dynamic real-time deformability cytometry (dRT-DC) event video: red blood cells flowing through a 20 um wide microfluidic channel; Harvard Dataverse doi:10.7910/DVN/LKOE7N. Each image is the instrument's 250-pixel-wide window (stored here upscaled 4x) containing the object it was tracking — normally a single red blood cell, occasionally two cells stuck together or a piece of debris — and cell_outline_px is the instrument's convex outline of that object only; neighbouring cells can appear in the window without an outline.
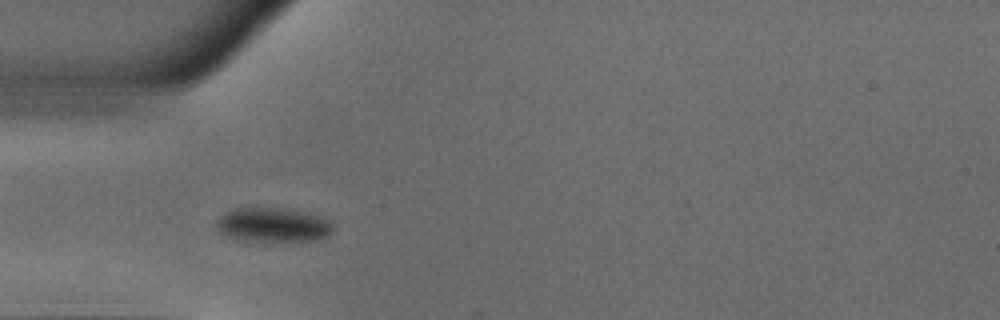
{"species": "common noctule bat (a hibernating species)", "species_latin": "Nyctalus noctula", "temperature_condition": "warm", "stored_images_in_passage": 39, "camera_frame_rate_fps": 3000, "um_per_image_px": 0.085, "animal": {"sex": "male", "body_mass_g": 18.8}, "frame": {"image": 1, "passage_image": 4, "time_ms": 1.0, "image_size_px": [1000, 320], "cell_outline_px": [[332, 232], [328, 236], [320, 240], [236, 240], [224, 236], [216, 228], [216, 220], [224, 212], [236, 208], [276, 208], [308, 212], [332, 220]], "centroid_in_image_um": [23.19, 19.11], "position_along_channel_um": 61.8, "area_um2": 23.41}}
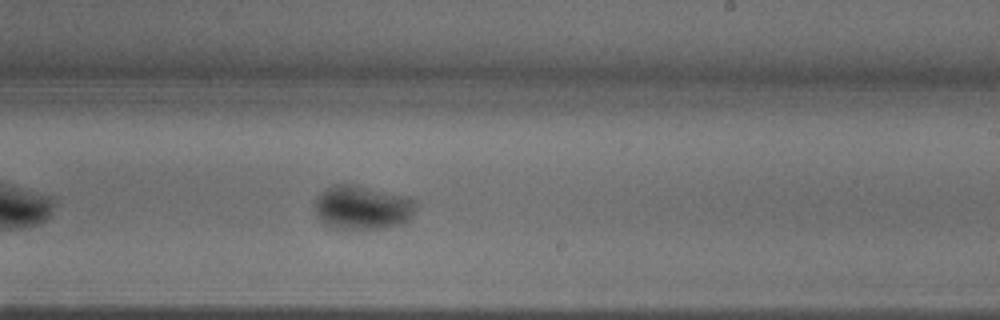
{"frame": {"image": 2, "passage_image": 19, "time_ms": 6.0, "image_size_px": [1000, 320], "cell_outline_px": [[420, 204], [412, 216], [408, 220], [400, 224], [384, 228], [328, 228], [324, 224], [316, 212], [316, 200], [320, 192], [324, 188], [332, 184], [352, 184], [404, 196], [416, 200]], "centroid_in_image_um": [30.82, 17.63], "position_along_channel_um": 258.2, "area_um2": 25.89}}
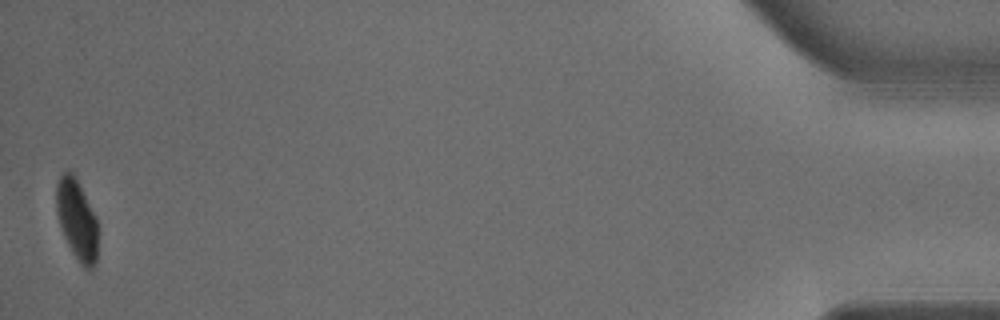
{"frame": {"image": 3, "passage_image": 39, "time_ms": 12.667, "image_size_px": [1000, 320], "cell_outline_px": [[96, 260], [92, 268], [88, 272], [80, 264], [72, 252], [64, 236], [56, 212], [56, 184], [60, 176], [64, 172], [72, 172], [96, 216]], "centroid_in_image_um": [6.51, 18.7], "position_along_channel_um": 428.7, "area_um2": 19.07}, "authors_computed_cell_mechanics": {"area_um2": 24.0448, "velocity_mm_per_s": 3.9493, "shape_relaxation_time_tau1_ms": 4.3338, "shape_relaxation_time_tau2_ms": null, "deformation_change_tau1": 0.1325, "deformation_change_tau2": null}}